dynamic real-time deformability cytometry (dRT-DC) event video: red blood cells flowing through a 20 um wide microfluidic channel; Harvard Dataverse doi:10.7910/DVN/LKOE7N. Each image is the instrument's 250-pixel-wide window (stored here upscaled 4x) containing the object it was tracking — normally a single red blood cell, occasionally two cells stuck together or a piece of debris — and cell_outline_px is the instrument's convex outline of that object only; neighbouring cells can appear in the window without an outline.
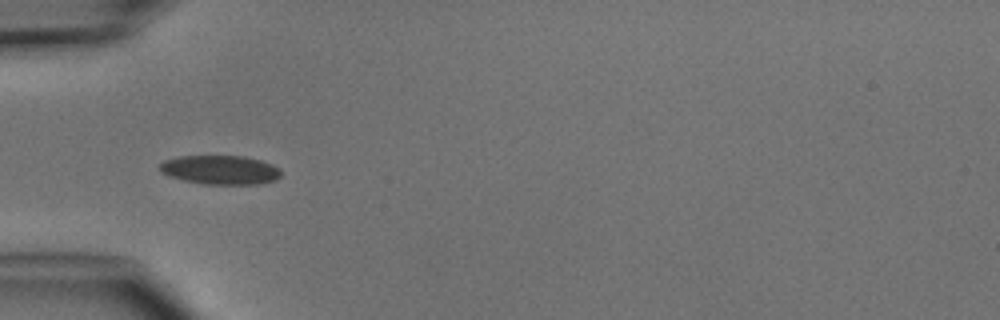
{"species": "common noctule bat (a hibernating species)", "species_latin": "Nyctalus noctula", "temperature_condition": "cold", "stored_images_in_passage": 5, "camera_frame_rate_fps": 3000, "um_per_image_px": 0.085, "animal": {"sex": "male", "body_mass_g": 15.6}, "frame": {"image": 1, "passage_image": 5, "time_ms": 4.667, "image_size_px": [1000, 320], "cell_outline_px": [[280, 176], [276, 180], [260, 184], [204, 184], [184, 180], [168, 176], [160, 172], [160, 164], [164, 160], [180, 156], [244, 156], [260, 160], [272, 164], [280, 168]], "centroid_in_image_um": [18.73, 14.44], "position_along_channel_um": 66.3, "area_um2": 20.58}}